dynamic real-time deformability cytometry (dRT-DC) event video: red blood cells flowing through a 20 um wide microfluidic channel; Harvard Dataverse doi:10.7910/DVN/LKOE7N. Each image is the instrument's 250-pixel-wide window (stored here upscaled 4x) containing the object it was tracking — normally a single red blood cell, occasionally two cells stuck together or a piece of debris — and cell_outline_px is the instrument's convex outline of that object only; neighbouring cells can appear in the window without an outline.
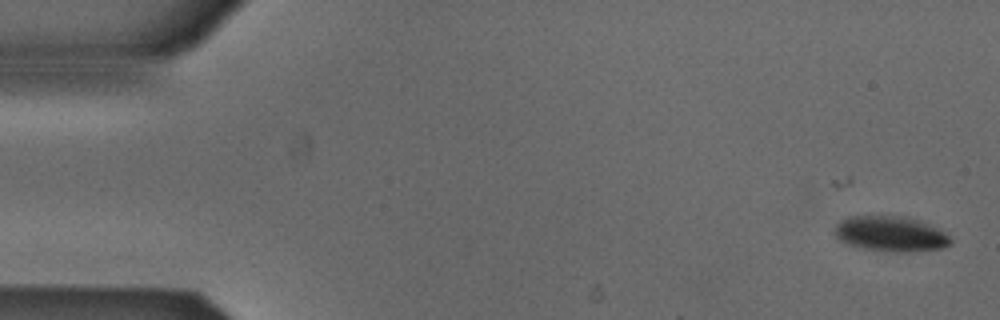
{"species": "Egyptian fruit bat (a non-hibernating species)", "species_latin": "Rousettus aegyptiacus", "temperature_condition": "cold", "stored_images_in_passage": 33, "camera_frame_rate_fps": 3000, "um_per_image_px": 0.085, "animal": {"sex": "male"}, "frame": {"image": 1, "passage_image": 1, "time_ms": 0.0, "image_size_px": [1000, 320], "cell_outline_px": [[952, 240], [948, 244], [940, 248], [908, 252], [896, 252], [864, 248], [848, 244], [840, 240], [836, 236], [836, 224], [840, 220], [848, 216], [908, 216], [924, 220], [944, 232]], "centroid_in_image_um": [75.72, 19.85], "position_along_channel_um": 9.3, "area_um2": 23.81}}
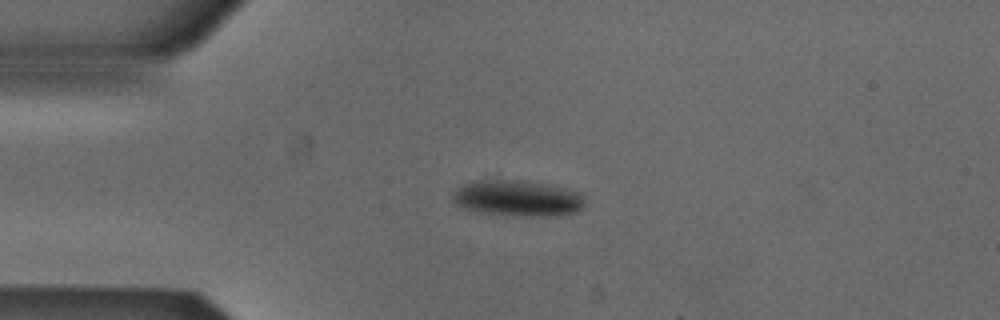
{"frame": {"image": 2, "passage_image": 12, "time_ms": 3.667, "image_size_px": [1000, 320], "cell_outline_px": [[584, 204], [576, 212], [564, 216], [524, 216], [476, 212], [456, 204], [452, 200], [452, 192], [464, 184], [480, 180], [524, 180], [564, 188], [580, 192]], "centroid_in_image_um": [43.99, 16.86], "position_along_channel_um": 41.0, "area_um2": 27.69}}